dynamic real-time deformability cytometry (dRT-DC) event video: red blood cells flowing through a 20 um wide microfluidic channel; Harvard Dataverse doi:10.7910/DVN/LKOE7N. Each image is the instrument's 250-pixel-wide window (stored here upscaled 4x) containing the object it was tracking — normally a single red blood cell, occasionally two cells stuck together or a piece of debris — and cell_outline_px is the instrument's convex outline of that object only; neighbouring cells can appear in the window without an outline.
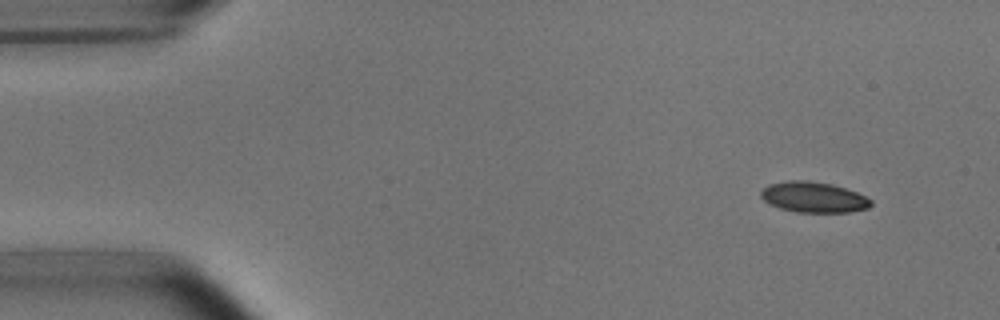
{"species": "common noctule bat (a hibernating species)", "species_latin": "Nyctalus noctula", "temperature_condition": "room temperature", "stored_images_in_passage": 5, "segment_of_instrument_passage": [1, 2], "camera_frame_rate_fps": 3000, "um_per_image_px": 0.085, "animal": {"sex": "male", "body_mass_g": 15.6}, "frame": {"image": 1, "passage_image": 1, "time_ms": 0.0, "image_size_px": [1000, 320], "cell_outline_px": [[872, 204], [868, 208], [848, 212], [796, 212], [780, 208], [768, 204], [760, 196], [760, 192], [768, 184], [788, 180], [808, 180], [832, 184], [856, 192], [872, 200]], "centroid_in_image_um": [69.12, 16.76], "position_along_channel_um": 15.9, "area_um2": 19.65}}